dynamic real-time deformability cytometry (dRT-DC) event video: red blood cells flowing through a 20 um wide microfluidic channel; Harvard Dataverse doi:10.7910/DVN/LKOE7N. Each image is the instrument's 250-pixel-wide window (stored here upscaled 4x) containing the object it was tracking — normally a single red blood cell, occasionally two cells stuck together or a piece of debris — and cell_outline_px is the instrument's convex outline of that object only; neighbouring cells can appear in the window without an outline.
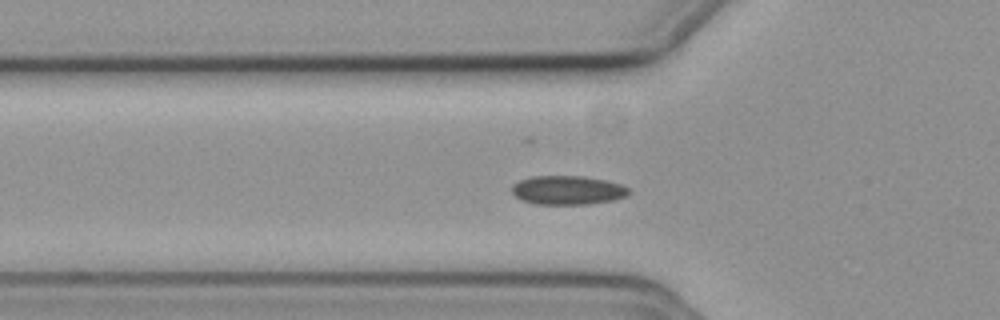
{"species": "common noctule bat (a hibernating species)", "species_latin": "Nyctalus noctula", "temperature_condition": "cold", "stored_images_in_passage": 36, "camera_frame_rate_fps": 3000, "um_per_image_px": 0.085, "animal": {"sex": "female", "body_mass_g": 19.3, "forearm_length_mm": 54.1}, "frame": {"image": 1, "passage_image": 4, "time_ms": 1.0, "image_size_px": [1000, 320], "cell_outline_px": [[632, 192], [628, 196], [612, 200], [588, 204], [536, 204], [520, 200], [512, 192], [512, 184], [520, 180], [532, 176], [580, 176], [604, 180], [620, 184], [628, 188]], "centroid_in_image_um": [48.24, 16.17], "position_along_channel_um": 77.6, "area_um2": 19.71}}
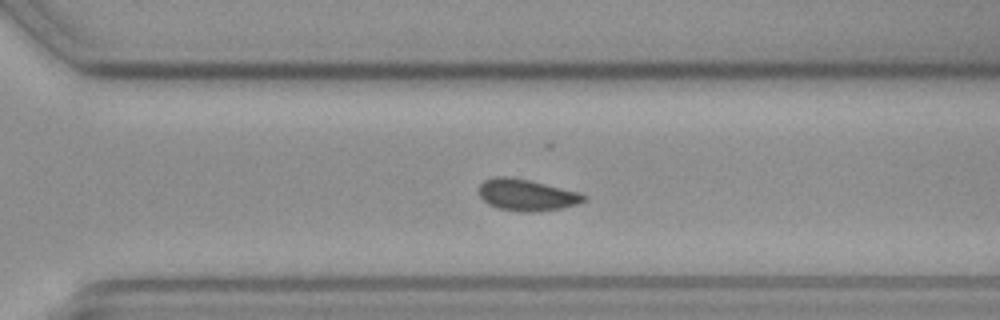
{"frame": {"image": 2, "passage_image": 24, "time_ms": 7.667, "image_size_px": [1000, 320], "cell_outline_px": [[584, 200], [576, 204], [560, 208], [536, 212], [520, 212], [496, 208], [488, 204], [480, 196], [480, 184], [484, 180], [496, 176], [508, 176], [528, 180], [580, 192], [584, 196]], "centroid_in_image_um": [44.72, 16.57], "position_along_channel_um": 325.9, "area_um2": 19.13}}
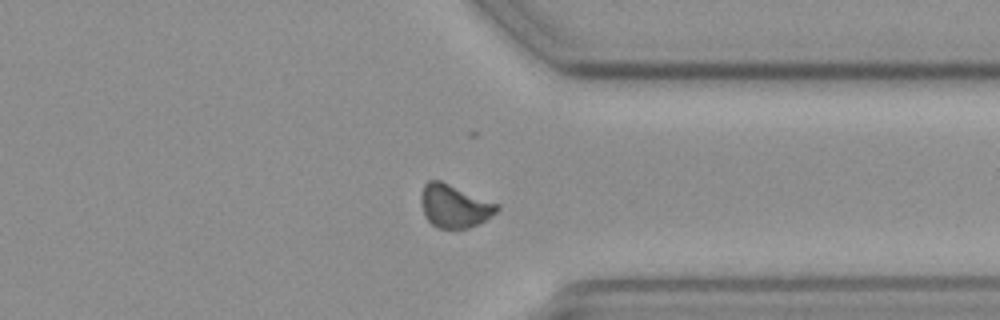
{"frame": {"image": 3, "passage_image": 28, "time_ms": 9.0, "image_size_px": [1000, 320], "cell_outline_px": [[500, 208], [496, 212], [480, 224], [468, 228], [436, 228], [424, 216], [420, 204], [420, 192], [424, 184], [428, 180], [440, 180], [500, 204]], "centroid_in_image_um": [38.6, 17.51], "position_along_channel_um": 372.8, "area_um2": 19.36}}